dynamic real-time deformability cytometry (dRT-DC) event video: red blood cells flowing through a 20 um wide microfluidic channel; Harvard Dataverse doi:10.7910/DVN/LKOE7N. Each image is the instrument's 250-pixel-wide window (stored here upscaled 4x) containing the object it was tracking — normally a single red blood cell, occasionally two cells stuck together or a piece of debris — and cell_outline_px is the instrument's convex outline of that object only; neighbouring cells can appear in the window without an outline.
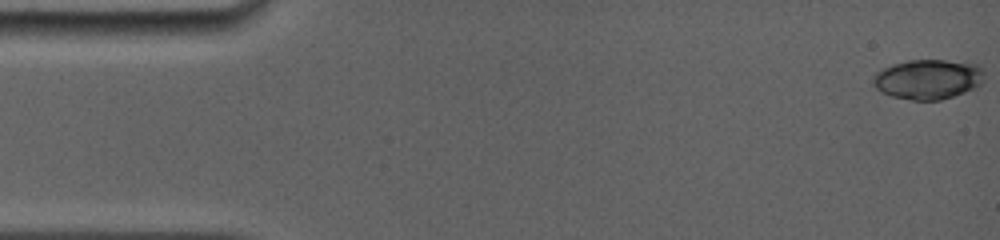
{"species": "common noctule bat (a hibernating species)", "species_latin": "Nyctalus noctula", "temperature_condition": "room temperature", "stored_images_in_passage": 21, "camera_frame_rate_fps": 5000, "um_per_image_px": 0.085, "animal": {"sex": "female", "body_mass_g": 19.0, "forearm_length_mm": 56.7}, "frame": {"image": 1, "passage_image": 1, "time_ms": 0.0, "image_size_px": [1000, 240], "cell_outline_px": [[984, 72], [980, 84], [964, 92], [940, 100], [912, 100], [892, 96], [880, 92], [872, 84], [872, 80], [876, 72], [892, 64], [908, 60], [944, 60], [980, 64]], "centroid_in_image_um": [78.85, 6.72], "position_along_channel_um": 6.1, "area_um2": 25.78}}